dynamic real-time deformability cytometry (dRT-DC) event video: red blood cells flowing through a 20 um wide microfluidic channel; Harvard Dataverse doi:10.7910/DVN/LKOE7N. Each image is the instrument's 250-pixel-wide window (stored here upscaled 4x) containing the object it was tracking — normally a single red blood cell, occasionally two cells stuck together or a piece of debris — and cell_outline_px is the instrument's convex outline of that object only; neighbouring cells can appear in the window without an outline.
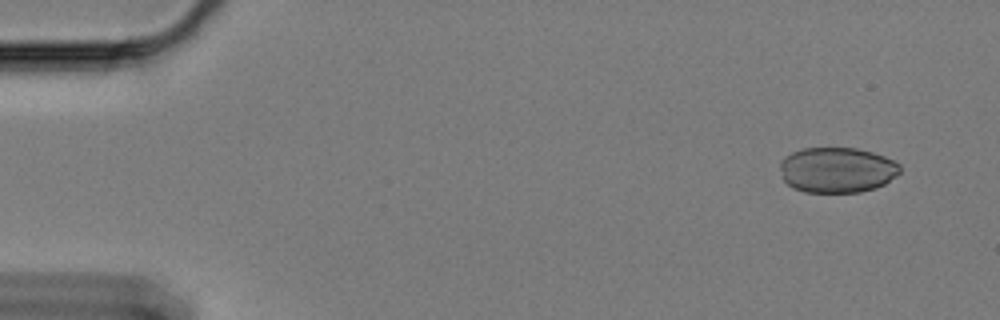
{"species": "Egyptian fruit bat (a non-hibernating species)", "species_latin": "Rousettus aegyptiacus", "temperature_condition": "cold", "stored_images_in_passage": 61, "camera_frame_rate_fps": 3000, "um_per_image_px": 0.085, "animal": {"sex": "female"}, "frame": {"image": 1, "passage_image": 4, "time_ms": 1.0, "image_size_px": [1000, 320], "cell_outline_px": [[900, 172], [896, 176], [884, 184], [876, 188], [860, 192], [804, 192], [792, 188], [784, 180], [780, 168], [780, 164], [784, 156], [792, 152], [804, 148], [856, 148], [872, 152], [884, 156], [900, 164]], "centroid_in_image_um": [71.15, 14.45], "position_along_channel_um": 13.9, "area_um2": 31.85}}
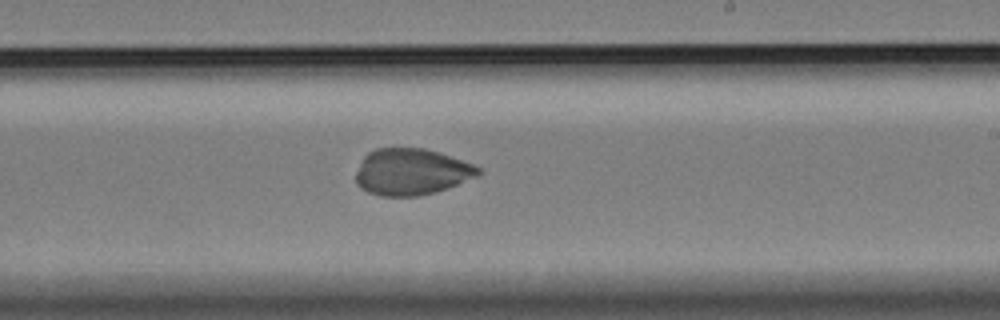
{"frame": {"image": 2, "passage_image": 36, "time_ms": 11.667, "image_size_px": [1000, 320], "cell_outline_px": [[484, 172], [476, 176], [448, 188], [436, 192], [420, 196], [380, 196], [368, 192], [360, 188], [356, 184], [356, 172], [364, 156], [368, 152], [376, 148], [424, 148], [440, 152], [472, 164], [480, 168]], "centroid_in_image_um": [34.96, 14.61], "position_along_channel_um": 254.0, "area_um2": 33.29}}
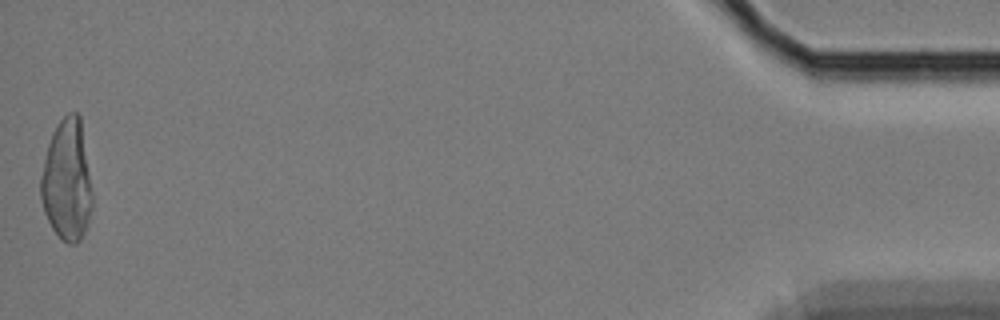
{"frame": {"image": 3, "passage_image": 60, "time_ms": 19.667, "image_size_px": [1000, 320], "cell_outline_px": [[92, 208], [88, 224], [80, 240], [76, 244], [68, 244], [60, 240], [52, 228], [44, 212], [40, 200], [40, 176], [48, 144], [52, 132], [60, 120], [68, 112], [76, 112], [80, 116], [92, 192]], "centroid_in_image_um": [5.68, 15.38], "position_along_channel_um": 429.5, "area_um2": 36.59}}